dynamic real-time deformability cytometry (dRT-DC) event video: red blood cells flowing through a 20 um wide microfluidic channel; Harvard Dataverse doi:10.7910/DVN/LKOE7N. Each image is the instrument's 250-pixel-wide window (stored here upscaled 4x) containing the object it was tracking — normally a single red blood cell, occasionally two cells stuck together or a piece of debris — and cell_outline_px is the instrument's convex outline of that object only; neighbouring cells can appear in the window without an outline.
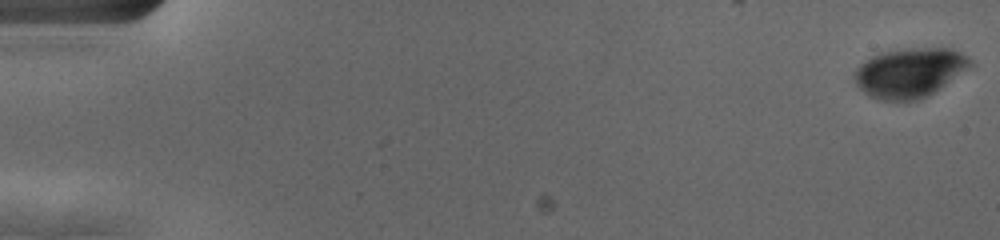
{"species": "human", "species_latin": "Homo sapiens", "temperature_condition": "cold", "stored_images_in_passage": 43, "camera_frame_rate_fps": 3000, "um_per_image_px": 0.085, "donor": {"sex": "female"}, "frame": {"image": 1, "passage_image": 1, "time_ms": 0.0, "image_size_px": [1000, 240], "cell_outline_px": [[976, 64], [932, 92], [916, 100], [880, 100], [868, 96], [856, 84], [852, 76], [856, 68], [860, 64], [872, 56], [884, 52], [912, 48], [952, 48], [968, 56]], "centroid_in_image_um": [77.32, 6.16], "position_along_channel_um": 7.7, "area_um2": 33.18}}
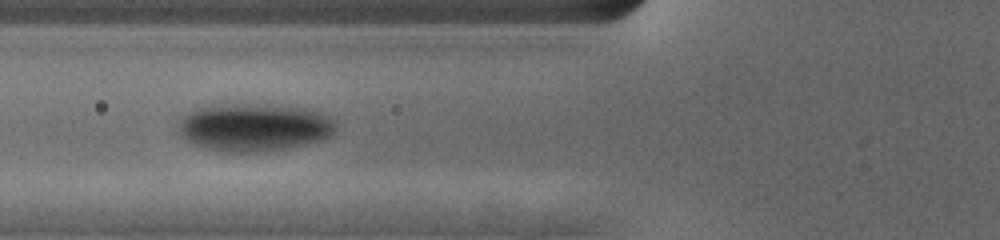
{"frame": {"image": 2, "passage_image": 23, "time_ms": 7.333, "image_size_px": [1000, 240], "cell_outline_px": [[336, 128], [328, 136], [320, 140], [304, 144], [280, 148], [244, 152], [228, 152], [208, 148], [196, 144], [184, 136], [180, 132], [180, 120], [184, 116], [192, 112], [208, 108], [296, 108], [312, 112], [324, 116], [332, 120], [336, 124]], "centroid_in_image_um": [21.62, 10.91], "position_along_channel_um": 104.2, "area_um2": 39.94}}
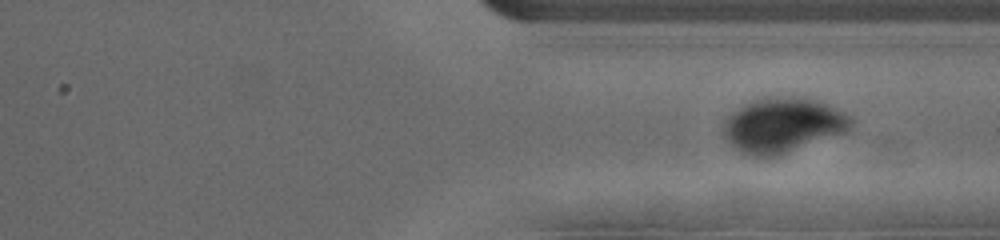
{"frame": {"image": 3, "passage_image": 43, "time_ms": 14.0, "image_size_px": [1000, 240], "cell_outline_px": [[852, 124], [844, 132], [772, 156], [760, 156], [744, 152], [732, 144], [724, 136], [724, 120], [740, 108], [748, 104], [760, 100], [808, 100], [824, 104], [844, 112], [852, 120]], "centroid_in_image_um": [66.53, 10.68], "position_along_channel_um": 344.9, "area_um2": 37.63}}